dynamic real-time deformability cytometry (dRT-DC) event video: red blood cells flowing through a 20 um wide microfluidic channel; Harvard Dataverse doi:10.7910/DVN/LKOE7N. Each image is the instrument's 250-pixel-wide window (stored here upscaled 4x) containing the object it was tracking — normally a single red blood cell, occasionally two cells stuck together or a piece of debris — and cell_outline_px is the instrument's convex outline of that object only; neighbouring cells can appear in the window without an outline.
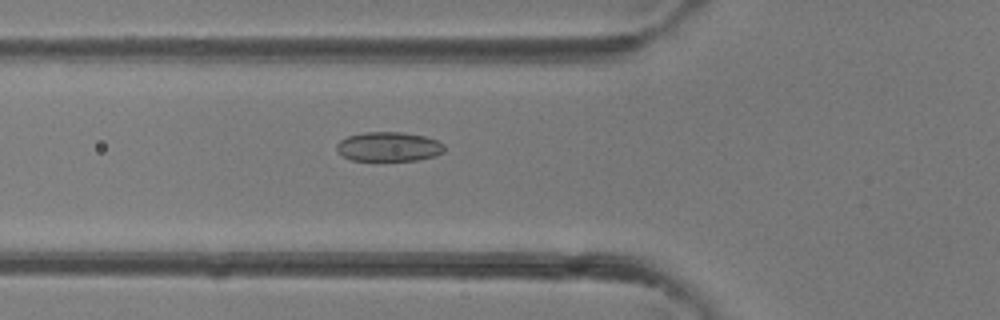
{"species": "common noctule bat (a hibernating species)", "species_latin": "Nyctalus noctula", "temperature_condition": "room temperature", "stored_images_in_passage": 39, "camera_frame_rate_fps": 3000, "um_per_image_px": 0.085, "animal": {"sex": "female"}, "frame": {"image": 1, "passage_image": 13, "time_ms": 4.0, "image_size_px": [1000, 320], "cell_outline_px": [[444, 152], [436, 156], [416, 160], [352, 160], [336, 152], [336, 144], [340, 140], [348, 136], [364, 132], [404, 132], [424, 136], [436, 140], [444, 144]], "centroid_in_image_um": [33.04, 12.46], "position_along_channel_um": 92.8, "area_um2": 18.5}}
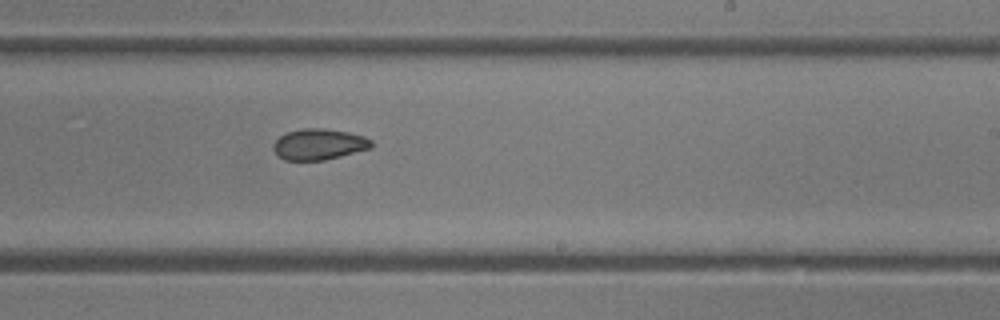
{"frame": {"image": 2, "passage_image": 23, "time_ms": 7.333, "image_size_px": [1000, 320], "cell_outline_px": [[372, 148], [324, 160], [284, 160], [272, 148], [272, 144], [280, 136], [288, 132], [300, 128], [324, 128], [348, 132], [364, 136], [372, 140]], "centroid_in_image_um": [27.11, 12.25], "position_along_channel_um": 261.9, "area_um2": 17.69}}
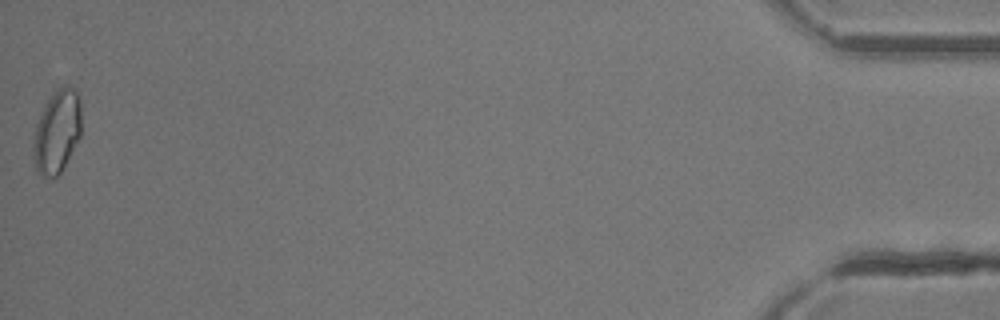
{"frame": {"image": 3, "passage_image": 39, "time_ms": 12.667, "image_size_px": [1000, 320], "cell_outline_px": [[80, 136], [60, 172], [56, 176], [44, 176], [36, 168], [32, 156], [32, 148], [36, 124], [44, 104], [52, 92], [56, 88], [64, 84], [68, 84], [80, 96]], "centroid_in_image_um": [4.83, 11.11], "position_along_channel_um": 430.4, "area_um2": 23.18}}